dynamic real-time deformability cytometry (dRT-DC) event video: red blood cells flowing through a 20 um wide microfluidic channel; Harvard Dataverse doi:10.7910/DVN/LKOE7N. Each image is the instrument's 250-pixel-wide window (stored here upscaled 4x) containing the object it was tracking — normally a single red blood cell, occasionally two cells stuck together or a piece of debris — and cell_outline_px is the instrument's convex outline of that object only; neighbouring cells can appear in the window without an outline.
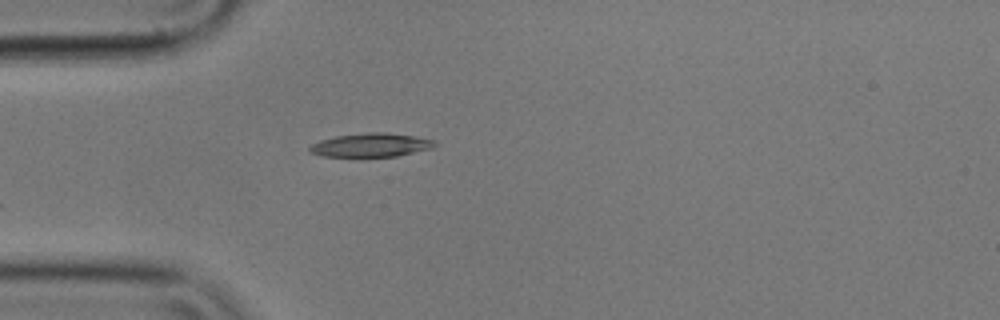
{"species": "common noctule bat (a hibernating species)", "species_latin": "Nyctalus noctula", "temperature_condition": "cold", "stored_images_in_passage": 12, "camera_frame_rate_fps": 3000, "um_per_image_px": 0.085, "animal": {"sex": "male", "body_mass_g": 17.9}, "frame": {"image": 1, "passage_image": 1, "time_ms": 0.0, "image_size_px": [1000, 320], "cell_outline_px": [[436, 144], [432, 148], [396, 156], [324, 156], [308, 152], [308, 148], [312, 144], [320, 140], [336, 136], [368, 132], [384, 132], [416, 136], [436, 140]], "centroid_in_image_um": [31.54, 12.32], "position_along_channel_um": 53.5, "area_um2": 17.17}}
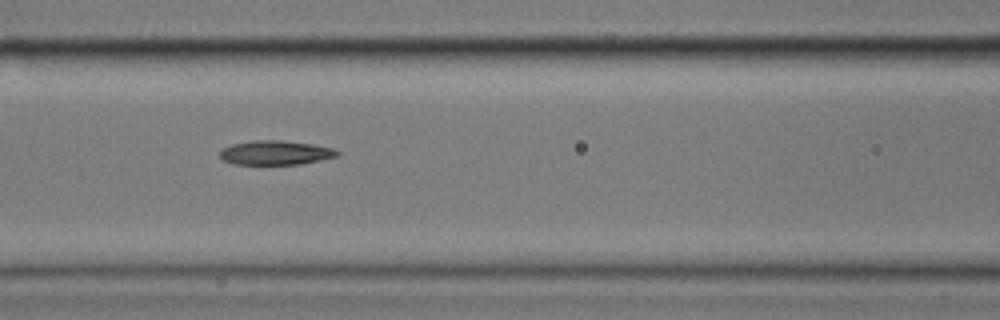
{"frame": {"image": 2, "passage_image": 9, "time_ms": 2.667, "image_size_px": [1000, 320], "cell_outline_px": [[340, 156], [300, 164], [232, 164], [220, 160], [220, 152], [224, 148], [232, 144], [252, 140], [280, 140], [312, 144], [332, 148], [340, 152]], "centroid_in_image_um": [23.41, 12.98], "position_along_channel_um": 143.2, "area_um2": 16.65}}
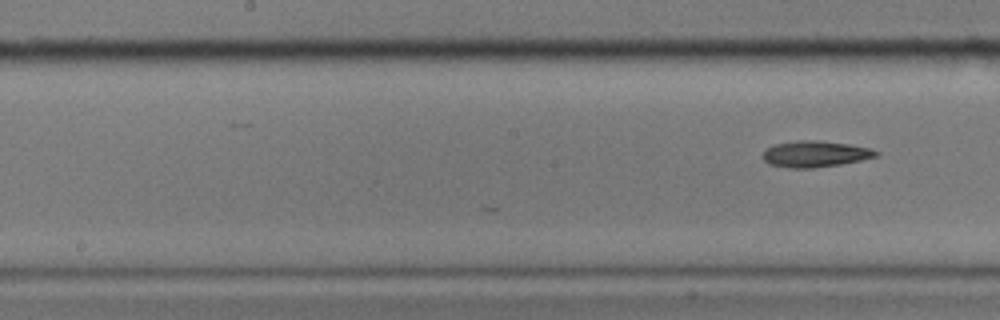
{"frame": {"image": 3, "passage_image": 12, "time_ms": 3.667, "image_size_px": [1000, 320], "cell_outline_px": [[880, 152], [876, 156], [860, 160], [840, 164], [812, 168], [788, 168], [768, 164], [760, 156], [764, 148], [776, 144], [796, 140], [816, 140], [848, 144], [872, 148]], "centroid_in_image_um": [69.22, 13.08], "position_along_channel_um": 179.0, "area_um2": 17.46}}